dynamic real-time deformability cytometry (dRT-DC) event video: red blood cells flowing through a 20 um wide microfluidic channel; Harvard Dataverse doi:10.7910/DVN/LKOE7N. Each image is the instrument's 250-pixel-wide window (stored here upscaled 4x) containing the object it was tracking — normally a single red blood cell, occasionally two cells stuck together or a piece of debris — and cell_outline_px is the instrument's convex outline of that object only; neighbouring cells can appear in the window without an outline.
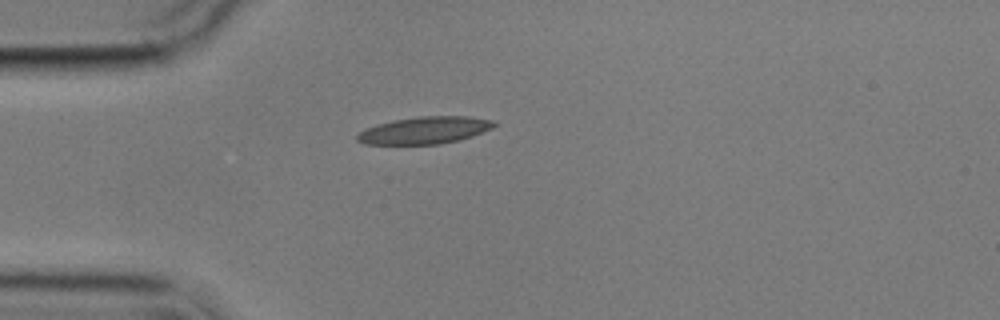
{"species": "common noctule bat (a hibernating species)", "species_latin": "Nyctalus noctula", "temperature_condition": "cold", "stored_images_in_passage": 2, "camera_frame_rate_fps": 3000, "um_per_image_px": 0.085, "animal": {"sex": "male", "body_mass_g": 17.9}, "frame": {"image": 1, "passage_image": 1, "time_ms": 0.0, "image_size_px": [1000, 320], "cell_outline_px": [[496, 124], [492, 128], [472, 136], [460, 140], [440, 144], [364, 144], [356, 140], [356, 136], [364, 128], [376, 124], [392, 120], [420, 116], [468, 116], [492, 120]], "centroid_in_image_um": [36.06, 11.07], "position_along_channel_um": 48.9, "area_um2": 21.73}}